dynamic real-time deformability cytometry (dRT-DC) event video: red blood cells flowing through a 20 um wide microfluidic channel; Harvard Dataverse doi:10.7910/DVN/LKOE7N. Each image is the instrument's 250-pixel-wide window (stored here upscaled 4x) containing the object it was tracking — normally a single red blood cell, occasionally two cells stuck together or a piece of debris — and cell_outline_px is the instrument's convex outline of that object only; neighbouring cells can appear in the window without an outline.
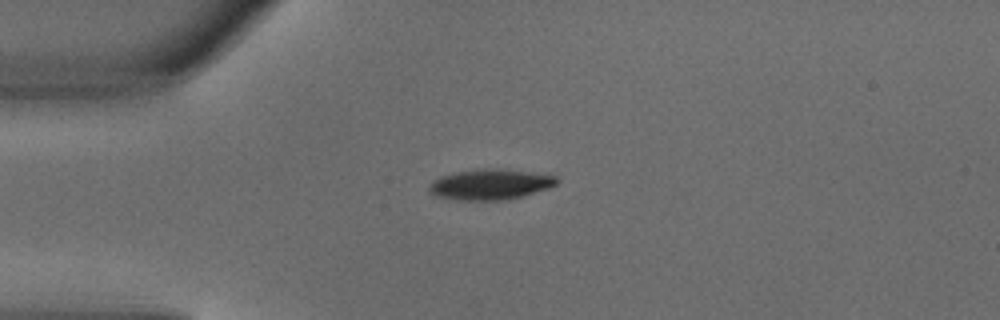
{"species": "common noctule bat (a hibernating species)", "species_latin": "Nyctalus noctula", "temperature_condition": "warm", "stored_images_in_passage": 2, "camera_frame_rate_fps": 3000, "um_per_image_px": 0.085, "animal": {"sex": "male", "body_mass_g": 18.8}, "frame": {"image": 1, "passage_image": 1, "time_ms": 0.0, "image_size_px": [1000, 320], "cell_outline_px": [[560, 180], [556, 184], [548, 188], [524, 196], [504, 200], [456, 200], [436, 196], [428, 192], [428, 184], [432, 180], [440, 176], [456, 172], [480, 168], [524, 172], [556, 176]], "centroid_in_image_um": [41.6, 15.69], "position_along_channel_um": 43.4, "area_um2": 22.54}}
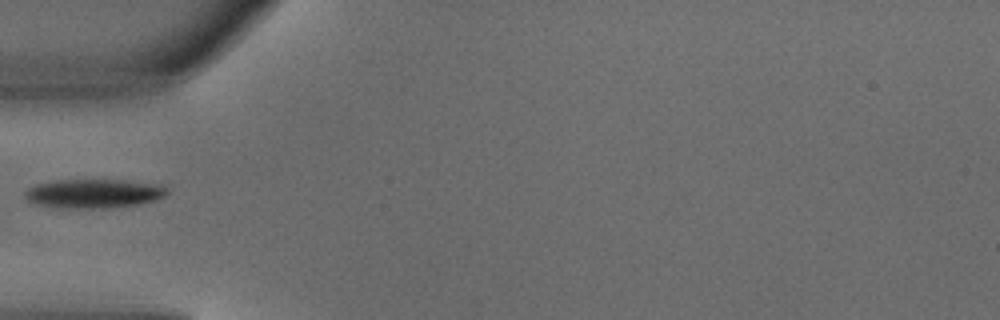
{"frame": {"image": 2, "passage_image": 2, "time_ms": 0.333, "image_size_px": [1000, 320], "cell_outline_px": [[168, 192], [164, 196], [152, 200], [136, 204], [108, 208], [60, 208], [32, 204], [24, 196], [24, 192], [28, 188], [36, 184], [52, 180], [124, 180], [152, 184], [168, 188]], "centroid_in_image_um": [7.86, 16.45], "position_along_channel_um": 77.1, "area_um2": 23.93}}